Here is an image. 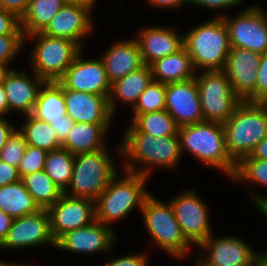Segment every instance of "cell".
<instances>
[{
    "mask_svg": "<svg viewBox=\"0 0 267 266\" xmlns=\"http://www.w3.org/2000/svg\"><path fill=\"white\" fill-rule=\"evenodd\" d=\"M123 138L118 151L129 160L124 164L125 171L148 177L151 166L175 169L180 161L182 151L178 135L155 137L146 133H125ZM134 161L145 167L135 168Z\"/></svg>",
    "mask_w": 267,
    "mask_h": 266,
    "instance_id": "obj_1",
    "label": "cell"
},
{
    "mask_svg": "<svg viewBox=\"0 0 267 266\" xmlns=\"http://www.w3.org/2000/svg\"><path fill=\"white\" fill-rule=\"evenodd\" d=\"M222 125L227 152L238 164L267 136V103L242 101Z\"/></svg>",
    "mask_w": 267,
    "mask_h": 266,
    "instance_id": "obj_2",
    "label": "cell"
},
{
    "mask_svg": "<svg viewBox=\"0 0 267 266\" xmlns=\"http://www.w3.org/2000/svg\"><path fill=\"white\" fill-rule=\"evenodd\" d=\"M181 151L188 150L208 167H215L233 178L237 164L226 149L223 125L218 122L202 121L178 127Z\"/></svg>",
    "mask_w": 267,
    "mask_h": 266,
    "instance_id": "obj_3",
    "label": "cell"
},
{
    "mask_svg": "<svg viewBox=\"0 0 267 266\" xmlns=\"http://www.w3.org/2000/svg\"><path fill=\"white\" fill-rule=\"evenodd\" d=\"M124 173L121 178L116 174L95 201L96 221L104 225L111 226L112 222L129 215L135 207L141 211L150 195L145 190L148 177L128 171Z\"/></svg>",
    "mask_w": 267,
    "mask_h": 266,
    "instance_id": "obj_4",
    "label": "cell"
},
{
    "mask_svg": "<svg viewBox=\"0 0 267 266\" xmlns=\"http://www.w3.org/2000/svg\"><path fill=\"white\" fill-rule=\"evenodd\" d=\"M182 36L184 48L195 69H224L231 45L227 27L221 16L204 22Z\"/></svg>",
    "mask_w": 267,
    "mask_h": 266,
    "instance_id": "obj_5",
    "label": "cell"
},
{
    "mask_svg": "<svg viewBox=\"0 0 267 266\" xmlns=\"http://www.w3.org/2000/svg\"><path fill=\"white\" fill-rule=\"evenodd\" d=\"M107 151V148H103L75 155L72 179L68 186L71 192L65 190V195L96 201L117 174L114 161Z\"/></svg>",
    "mask_w": 267,
    "mask_h": 266,
    "instance_id": "obj_6",
    "label": "cell"
},
{
    "mask_svg": "<svg viewBox=\"0 0 267 266\" xmlns=\"http://www.w3.org/2000/svg\"><path fill=\"white\" fill-rule=\"evenodd\" d=\"M36 39L31 52L33 72L45 82H57L83 49L66 38L50 37L42 32L25 37Z\"/></svg>",
    "mask_w": 267,
    "mask_h": 266,
    "instance_id": "obj_7",
    "label": "cell"
},
{
    "mask_svg": "<svg viewBox=\"0 0 267 266\" xmlns=\"http://www.w3.org/2000/svg\"><path fill=\"white\" fill-rule=\"evenodd\" d=\"M147 231L154 242L174 258L185 257L191 245L181 232L170 204L162 203L151 194L141 209Z\"/></svg>",
    "mask_w": 267,
    "mask_h": 266,
    "instance_id": "obj_8",
    "label": "cell"
},
{
    "mask_svg": "<svg viewBox=\"0 0 267 266\" xmlns=\"http://www.w3.org/2000/svg\"><path fill=\"white\" fill-rule=\"evenodd\" d=\"M204 121L225 123L242 100L234 93L223 70L196 74Z\"/></svg>",
    "mask_w": 267,
    "mask_h": 266,
    "instance_id": "obj_9",
    "label": "cell"
},
{
    "mask_svg": "<svg viewBox=\"0 0 267 266\" xmlns=\"http://www.w3.org/2000/svg\"><path fill=\"white\" fill-rule=\"evenodd\" d=\"M262 10L259 6H252L232 19L222 14L231 48H242L259 54L267 52V15Z\"/></svg>",
    "mask_w": 267,
    "mask_h": 266,
    "instance_id": "obj_10",
    "label": "cell"
},
{
    "mask_svg": "<svg viewBox=\"0 0 267 266\" xmlns=\"http://www.w3.org/2000/svg\"><path fill=\"white\" fill-rule=\"evenodd\" d=\"M170 204L183 236L191 245L199 246L213 235L207 207L193 190L180 193Z\"/></svg>",
    "mask_w": 267,
    "mask_h": 266,
    "instance_id": "obj_11",
    "label": "cell"
},
{
    "mask_svg": "<svg viewBox=\"0 0 267 266\" xmlns=\"http://www.w3.org/2000/svg\"><path fill=\"white\" fill-rule=\"evenodd\" d=\"M262 54L242 48H231L223 71L232 90L242 101L257 102V69Z\"/></svg>",
    "mask_w": 267,
    "mask_h": 266,
    "instance_id": "obj_12",
    "label": "cell"
},
{
    "mask_svg": "<svg viewBox=\"0 0 267 266\" xmlns=\"http://www.w3.org/2000/svg\"><path fill=\"white\" fill-rule=\"evenodd\" d=\"M47 210L55 241L67 232L87 226L96 220L95 201L87 198L63 194Z\"/></svg>",
    "mask_w": 267,
    "mask_h": 266,
    "instance_id": "obj_13",
    "label": "cell"
},
{
    "mask_svg": "<svg viewBox=\"0 0 267 266\" xmlns=\"http://www.w3.org/2000/svg\"><path fill=\"white\" fill-rule=\"evenodd\" d=\"M42 244L56 247V241L51 233L50 216L46 208H41L20 218H14L0 248L16 249Z\"/></svg>",
    "mask_w": 267,
    "mask_h": 266,
    "instance_id": "obj_14",
    "label": "cell"
},
{
    "mask_svg": "<svg viewBox=\"0 0 267 266\" xmlns=\"http://www.w3.org/2000/svg\"><path fill=\"white\" fill-rule=\"evenodd\" d=\"M80 52L58 82L65 88L109 98L111 83L101 59H83Z\"/></svg>",
    "mask_w": 267,
    "mask_h": 266,
    "instance_id": "obj_15",
    "label": "cell"
},
{
    "mask_svg": "<svg viewBox=\"0 0 267 266\" xmlns=\"http://www.w3.org/2000/svg\"><path fill=\"white\" fill-rule=\"evenodd\" d=\"M94 5L67 1L41 32L50 37L69 39L83 48L81 40L93 27L90 15Z\"/></svg>",
    "mask_w": 267,
    "mask_h": 266,
    "instance_id": "obj_16",
    "label": "cell"
},
{
    "mask_svg": "<svg viewBox=\"0 0 267 266\" xmlns=\"http://www.w3.org/2000/svg\"><path fill=\"white\" fill-rule=\"evenodd\" d=\"M165 110L178 127L204 121L195 78L165 84Z\"/></svg>",
    "mask_w": 267,
    "mask_h": 266,
    "instance_id": "obj_17",
    "label": "cell"
},
{
    "mask_svg": "<svg viewBox=\"0 0 267 266\" xmlns=\"http://www.w3.org/2000/svg\"><path fill=\"white\" fill-rule=\"evenodd\" d=\"M198 247L209 252L205 258L199 255L196 266H249L258 255L245 240L234 236L215 239L210 235Z\"/></svg>",
    "mask_w": 267,
    "mask_h": 266,
    "instance_id": "obj_18",
    "label": "cell"
},
{
    "mask_svg": "<svg viewBox=\"0 0 267 266\" xmlns=\"http://www.w3.org/2000/svg\"><path fill=\"white\" fill-rule=\"evenodd\" d=\"M115 240L112 227L95 220L62 235L56 241V248L77 253H99L109 251Z\"/></svg>",
    "mask_w": 267,
    "mask_h": 266,
    "instance_id": "obj_19",
    "label": "cell"
},
{
    "mask_svg": "<svg viewBox=\"0 0 267 266\" xmlns=\"http://www.w3.org/2000/svg\"><path fill=\"white\" fill-rule=\"evenodd\" d=\"M30 77L27 72L10 69L3 80V88L8 103V114L10 111H18L24 115L32 114L37 95L44 80L35 73Z\"/></svg>",
    "mask_w": 267,
    "mask_h": 266,
    "instance_id": "obj_20",
    "label": "cell"
},
{
    "mask_svg": "<svg viewBox=\"0 0 267 266\" xmlns=\"http://www.w3.org/2000/svg\"><path fill=\"white\" fill-rule=\"evenodd\" d=\"M67 115L76 122L110 124L113 114L106 96L64 88Z\"/></svg>",
    "mask_w": 267,
    "mask_h": 266,
    "instance_id": "obj_21",
    "label": "cell"
},
{
    "mask_svg": "<svg viewBox=\"0 0 267 266\" xmlns=\"http://www.w3.org/2000/svg\"><path fill=\"white\" fill-rule=\"evenodd\" d=\"M139 33L135 39L139 44L143 62L148 66L184 47L183 37L173 28L150 26Z\"/></svg>",
    "mask_w": 267,
    "mask_h": 266,
    "instance_id": "obj_22",
    "label": "cell"
},
{
    "mask_svg": "<svg viewBox=\"0 0 267 266\" xmlns=\"http://www.w3.org/2000/svg\"><path fill=\"white\" fill-rule=\"evenodd\" d=\"M101 60L111 84L145 65L135 38L111 45Z\"/></svg>",
    "mask_w": 267,
    "mask_h": 266,
    "instance_id": "obj_23",
    "label": "cell"
},
{
    "mask_svg": "<svg viewBox=\"0 0 267 266\" xmlns=\"http://www.w3.org/2000/svg\"><path fill=\"white\" fill-rule=\"evenodd\" d=\"M152 80L153 76L151 67L145 64L140 69L130 72L121 79L113 82L111 84V92L108 98L111 113L114 115L117 99L126 104L129 103V105L134 107L139 96Z\"/></svg>",
    "mask_w": 267,
    "mask_h": 266,
    "instance_id": "obj_24",
    "label": "cell"
},
{
    "mask_svg": "<svg viewBox=\"0 0 267 266\" xmlns=\"http://www.w3.org/2000/svg\"><path fill=\"white\" fill-rule=\"evenodd\" d=\"M109 126L110 124L76 122L62 147L73 155L101 150L106 147L103 137Z\"/></svg>",
    "mask_w": 267,
    "mask_h": 266,
    "instance_id": "obj_25",
    "label": "cell"
},
{
    "mask_svg": "<svg viewBox=\"0 0 267 266\" xmlns=\"http://www.w3.org/2000/svg\"><path fill=\"white\" fill-rule=\"evenodd\" d=\"M150 67L153 80L163 84L184 81L196 76L192 59L184 47L174 54L156 60Z\"/></svg>",
    "mask_w": 267,
    "mask_h": 266,
    "instance_id": "obj_26",
    "label": "cell"
},
{
    "mask_svg": "<svg viewBox=\"0 0 267 266\" xmlns=\"http://www.w3.org/2000/svg\"><path fill=\"white\" fill-rule=\"evenodd\" d=\"M32 115L48 123L65 120L64 87L58 81L44 82L40 87Z\"/></svg>",
    "mask_w": 267,
    "mask_h": 266,
    "instance_id": "obj_27",
    "label": "cell"
},
{
    "mask_svg": "<svg viewBox=\"0 0 267 266\" xmlns=\"http://www.w3.org/2000/svg\"><path fill=\"white\" fill-rule=\"evenodd\" d=\"M0 209L13 218H20L41 208L20 179L0 187Z\"/></svg>",
    "mask_w": 267,
    "mask_h": 266,
    "instance_id": "obj_28",
    "label": "cell"
},
{
    "mask_svg": "<svg viewBox=\"0 0 267 266\" xmlns=\"http://www.w3.org/2000/svg\"><path fill=\"white\" fill-rule=\"evenodd\" d=\"M66 2L67 0H31L20 19L24 37L41 32Z\"/></svg>",
    "mask_w": 267,
    "mask_h": 266,
    "instance_id": "obj_29",
    "label": "cell"
},
{
    "mask_svg": "<svg viewBox=\"0 0 267 266\" xmlns=\"http://www.w3.org/2000/svg\"><path fill=\"white\" fill-rule=\"evenodd\" d=\"M132 116L125 133H146L155 137L178 135V126L166 110Z\"/></svg>",
    "mask_w": 267,
    "mask_h": 266,
    "instance_id": "obj_30",
    "label": "cell"
},
{
    "mask_svg": "<svg viewBox=\"0 0 267 266\" xmlns=\"http://www.w3.org/2000/svg\"><path fill=\"white\" fill-rule=\"evenodd\" d=\"M21 180L40 208L48 209L64 194L44 170L27 174Z\"/></svg>",
    "mask_w": 267,
    "mask_h": 266,
    "instance_id": "obj_31",
    "label": "cell"
},
{
    "mask_svg": "<svg viewBox=\"0 0 267 266\" xmlns=\"http://www.w3.org/2000/svg\"><path fill=\"white\" fill-rule=\"evenodd\" d=\"M25 116V123L19 131L24 135L27 145L38 147L47 152L62 147L55 130L48 122L39 120L32 114Z\"/></svg>",
    "mask_w": 267,
    "mask_h": 266,
    "instance_id": "obj_32",
    "label": "cell"
},
{
    "mask_svg": "<svg viewBox=\"0 0 267 266\" xmlns=\"http://www.w3.org/2000/svg\"><path fill=\"white\" fill-rule=\"evenodd\" d=\"M74 157L63 147L48 152L46 156L44 171L63 192L68 190L72 179Z\"/></svg>",
    "mask_w": 267,
    "mask_h": 266,
    "instance_id": "obj_33",
    "label": "cell"
},
{
    "mask_svg": "<svg viewBox=\"0 0 267 266\" xmlns=\"http://www.w3.org/2000/svg\"><path fill=\"white\" fill-rule=\"evenodd\" d=\"M165 84L152 80L134 105L133 115L165 110Z\"/></svg>",
    "mask_w": 267,
    "mask_h": 266,
    "instance_id": "obj_34",
    "label": "cell"
},
{
    "mask_svg": "<svg viewBox=\"0 0 267 266\" xmlns=\"http://www.w3.org/2000/svg\"><path fill=\"white\" fill-rule=\"evenodd\" d=\"M233 180L260 183L267 187V160L244 157L236 167Z\"/></svg>",
    "mask_w": 267,
    "mask_h": 266,
    "instance_id": "obj_35",
    "label": "cell"
},
{
    "mask_svg": "<svg viewBox=\"0 0 267 266\" xmlns=\"http://www.w3.org/2000/svg\"><path fill=\"white\" fill-rule=\"evenodd\" d=\"M26 147L27 142L24 135L19 130H15L1 150L0 160L18 168Z\"/></svg>",
    "mask_w": 267,
    "mask_h": 266,
    "instance_id": "obj_36",
    "label": "cell"
},
{
    "mask_svg": "<svg viewBox=\"0 0 267 266\" xmlns=\"http://www.w3.org/2000/svg\"><path fill=\"white\" fill-rule=\"evenodd\" d=\"M47 153L43 149L27 145L18 166L20 178L27 174L44 170Z\"/></svg>",
    "mask_w": 267,
    "mask_h": 266,
    "instance_id": "obj_37",
    "label": "cell"
},
{
    "mask_svg": "<svg viewBox=\"0 0 267 266\" xmlns=\"http://www.w3.org/2000/svg\"><path fill=\"white\" fill-rule=\"evenodd\" d=\"M25 42L23 34L0 35V63L8 66Z\"/></svg>",
    "mask_w": 267,
    "mask_h": 266,
    "instance_id": "obj_38",
    "label": "cell"
},
{
    "mask_svg": "<svg viewBox=\"0 0 267 266\" xmlns=\"http://www.w3.org/2000/svg\"><path fill=\"white\" fill-rule=\"evenodd\" d=\"M23 34L20 18L14 13L0 8V35Z\"/></svg>",
    "mask_w": 267,
    "mask_h": 266,
    "instance_id": "obj_39",
    "label": "cell"
},
{
    "mask_svg": "<svg viewBox=\"0 0 267 266\" xmlns=\"http://www.w3.org/2000/svg\"><path fill=\"white\" fill-rule=\"evenodd\" d=\"M257 72V102L267 103V52L262 54Z\"/></svg>",
    "mask_w": 267,
    "mask_h": 266,
    "instance_id": "obj_40",
    "label": "cell"
},
{
    "mask_svg": "<svg viewBox=\"0 0 267 266\" xmlns=\"http://www.w3.org/2000/svg\"><path fill=\"white\" fill-rule=\"evenodd\" d=\"M130 255L120 257V258H113L104 266H148L147 256L144 254L138 255Z\"/></svg>",
    "mask_w": 267,
    "mask_h": 266,
    "instance_id": "obj_41",
    "label": "cell"
},
{
    "mask_svg": "<svg viewBox=\"0 0 267 266\" xmlns=\"http://www.w3.org/2000/svg\"><path fill=\"white\" fill-rule=\"evenodd\" d=\"M18 168L0 160V187L19 181Z\"/></svg>",
    "mask_w": 267,
    "mask_h": 266,
    "instance_id": "obj_42",
    "label": "cell"
},
{
    "mask_svg": "<svg viewBox=\"0 0 267 266\" xmlns=\"http://www.w3.org/2000/svg\"><path fill=\"white\" fill-rule=\"evenodd\" d=\"M74 123L75 122L68 115H65V120L51 121L49 124L55 130L59 142L63 144L68 137V133L74 126Z\"/></svg>",
    "mask_w": 267,
    "mask_h": 266,
    "instance_id": "obj_43",
    "label": "cell"
},
{
    "mask_svg": "<svg viewBox=\"0 0 267 266\" xmlns=\"http://www.w3.org/2000/svg\"><path fill=\"white\" fill-rule=\"evenodd\" d=\"M30 1L31 0H0V8L14 13L21 19Z\"/></svg>",
    "mask_w": 267,
    "mask_h": 266,
    "instance_id": "obj_44",
    "label": "cell"
},
{
    "mask_svg": "<svg viewBox=\"0 0 267 266\" xmlns=\"http://www.w3.org/2000/svg\"><path fill=\"white\" fill-rule=\"evenodd\" d=\"M244 0H189V3H192L196 6L206 7V8H213V9H224L229 7H235Z\"/></svg>",
    "mask_w": 267,
    "mask_h": 266,
    "instance_id": "obj_45",
    "label": "cell"
},
{
    "mask_svg": "<svg viewBox=\"0 0 267 266\" xmlns=\"http://www.w3.org/2000/svg\"><path fill=\"white\" fill-rule=\"evenodd\" d=\"M14 125L5 118H0V152L5 147L7 140L15 131Z\"/></svg>",
    "mask_w": 267,
    "mask_h": 266,
    "instance_id": "obj_46",
    "label": "cell"
},
{
    "mask_svg": "<svg viewBox=\"0 0 267 266\" xmlns=\"http://www.w3.org/2000/svg\"><path fill=\"white\" fill-rule=\"evenodd\" d=\"M14 218L0 209V244L4 241Z\"/></svg>",
    "mask_w": 267,
    "mask_h": 266,
    "instance_id": "obj_47",
    "label": "cell"
},
{
    "mask_svg": "<svg viewBox=\"0 0 267 266\" xmlns=\"http://www.w3.org/2000/svg\"><path fill=\"white\" fill-rule=\"evenodd\" d=\"M249 157L267 160V136L256 145Z\"/></svg>",
    "mask_w": 267,
    "mask_h": 266,
    "instance_id": "obj_48",
    "label": "cell"
},
{
    "mask_svg": "<svg viewBox=\"0 0 267 266\" xmlns=\"http://www.w3.org/2000/svg\"><path fill=\"white\" fill-rule=\"evenodd\" d=\"M147 2L156 8H178V6H181L182 3H189V0H148Z\"/></svg>",
    "mask_w": 267,
    "mask_h": 266,
    "instance_id": "obj_49",
    "label": "cell"
},
{
    "mask_svg": "<svg viewBox=\"0 0 267 266\" xmlns=\"http://www.w3.org/2000/svg\"><path fill=\"white\" fill-rule=\"evenodd\" d=\"M8 113V103L3 85H0V118H4Z\"/></svg>",
    "mask_w": 267,
    "mask_h": 266,
    "instance_id": "obj_50",
    "label": "cell"
},
{
    "mask_svg": "<svg viewBox=\"0 0 267 266\" xmlns=\"http://www.w3.org/2000/svg\"><path fill=\"white\" fill-rule=\"evenodd\" d=\"M253 201L256 204L257 208L259 211L266 217L267 219V197H258V196H253Z\"/></svg>",
    "mask_w": 267,
    "mask_h": 266,
    "instance_id": "obj_51",
    "label": "cell"
},
{
    "mask_svg": "<svg viewBox=\"0 0 267 266\" xmlns=\"http://www.w3.org/2000/svg\"><path fill=\"white\" fill-rule=\"evenodd\" d=\"M249 266H267V253H259Z\"/></svg>",
    "mask_w": 267,
    "mask_h": 266,
    "instance_id": "obj_52",
    "label": "cell"
},
{
    "mask_svg": "<svg viewBox=\"0 0 267 266\" xmlns=\"http://www.w3.org/2000/svg\"><path fill=\"white\" fill-rule=\"evenodd\" d=\"M10 69L6 64L0 63V85L3 83L4 77Z\"/></svg>",
    "mask_w": 267,
    "mask_h": 266,
    "instance_id": "obj_53",
    "label": "cell"
},
{
    "mask_svg": "<svg viewBox=\"0 0 267 266\" xmlns=\"http://www.w3.org/2000/svg\"><path fill=\"white\" fill-rule=\"evenodd\" d=\"M68 2H82L87 4H95L96 0H67Z\"/></svg>",
    "mask_w": 267,
    "mask_h": 266,
    "instance_id": "obj_54",
    "label": "cell"
},
{
    "mask_svg": "<svg viewBox=\"0 0 267 266\" xmlns=\"http://www.w3.org/2000/svg\"><path fill=\"white\" fill-rule=\"evenodd\" d=\"M17 265V263H10V262H3L2 260H0V266H15Z\"/></svg>",
    "mask_w": 267,
    "mask_h": 266,
    "instance_id": "obj_55",
    "label": "cell"
}]
</instances>
